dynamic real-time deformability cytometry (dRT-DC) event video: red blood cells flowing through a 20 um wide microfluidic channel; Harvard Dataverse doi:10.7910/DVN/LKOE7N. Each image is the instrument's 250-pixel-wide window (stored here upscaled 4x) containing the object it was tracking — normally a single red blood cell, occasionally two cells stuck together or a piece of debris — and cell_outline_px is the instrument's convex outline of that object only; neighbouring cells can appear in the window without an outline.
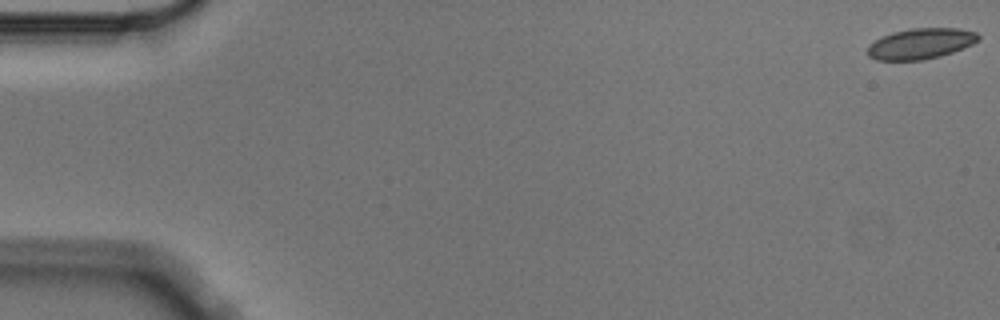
{"species": "Egyptian fruit bat (a non-hibernating species)", "species_latin": "Rousettus aegyptiacus", "temperature_condition": "cold", "stored_images_in_passage": 5, "camera_frame_rate_fps": 3000, "um_per_image_px": 0.085, "animal": {"sex": "male"}, "frame": {"image": 1, "passage_image": 1, "time_ms": 0.0, "image_size_px": [1000, 320], "cell_outline_px": [[980, 40], [972, 44], [952, 52], [940, 56], [924, 60], [876, 60], [868, 56], [868, 44], [880, 36], [892, 32], [912, 28], [960, 28], [976, 32], [980, 36]], "centroid_in_image_um": [78.24, 3.7], "position_along_channel_um": 6.8, "area_um2": 20.0}}
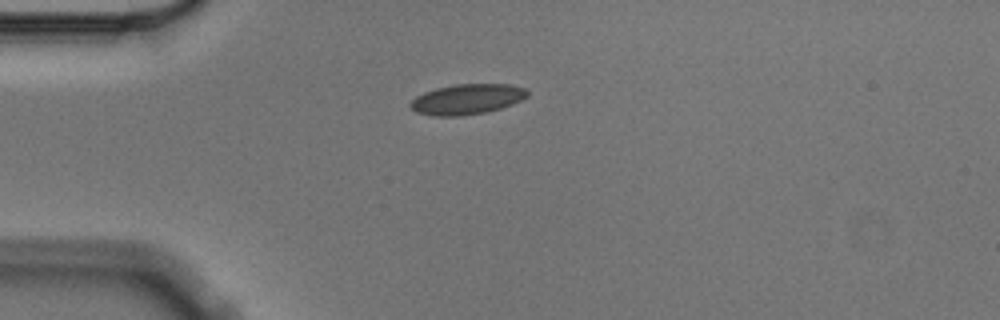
{"frame": {"image": 2, "passage_image": 5, "time_ms": 1.333, "image_size_px": [1000, 320], "cell_outline_px": [[528, 96], [512, 104], [500, 108], [484, 112], [460, 116], [432, 116], [416, 112], [408, 104], [416, 96], [424, 92], [436, 88], [456, 84], [508, 84], [524, 88], [528, 92]], "centroid_in_image_um": [39.66, 8.43], "position_along_channel_um": 45.3, "area_um2": 20.58}}